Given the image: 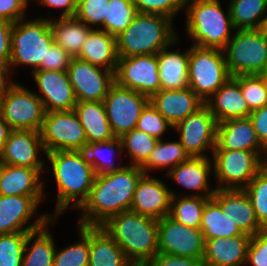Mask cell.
<instances>
[{
    "label": "cell",
    "instance_id": "cell-1",
    "mask_svg": "<svg viewBox=\"0 0 267 266\" xmlns=\"http://www.w3.org/2000/svg\"><path fill=\"white\" fill-rule=\"evenodd\" d=\"M140 166H123L118 171L96 175L88 199L79 208L84 216L80 225L101 226L111 216L130 210L139 179Z\"/></svg>",
    "mask_w": 267,
    "mask_h": 266
},
{
    "label": "cell",
    "instance_id": "cell-2",
    "mask_svg": "<svg viewBox=\"0 0 267 266\" xmlns=\"http://www.w3.org/2000/svg\"><path fill=\"white\" fill-rule=\"evenodd\" d=\"M101 227L133 266H145L159 253L158 219L126 210L111 216Z\"/></svg>",
    "mask_w": 267,
    "mask_h": 266
},
{
    "label": "cell",
    "instance_id": "cell-3",
    "mask_svg": "<svg viewBox=\"0 0 267 266\" xmlns=\"http://www.w3.org/2000/svg\"><path fill=\"white\" fill-rule=\"evenodd\" d=\"M51 161L58 186L56 214L66 209L78 196L74 207L78 208L88 199L96 172L88 162L84 151H53L46 153Z\"/></svg>",
    "mask_w": 267,
    "mask_h": 266
},
{
    "label": "cell",
    "instance_id": "cell-4",
    "mask_svg": "<svg viewBox=\"0 0 267 266\" xmlns=\"http://www.w3.org/2000/svg\"><path fill=\"white\" fill-rule=\"evenodd\" d=\"M171 27L169 17L137 13L130 25L116 37L118 57L157 54L177 41Z\"/></svg>",
    "mask_w": 267,
    "mask_h": 266
},
{
    "label": "cell",
    "instance_id": "cell-5",
    "mask_svg": "<svg viewBox=\"0 0 267 266\" xmlns=\"http://www.w3.org/2000/svg\"><path fill=\"white\" fill-rule=\"evenodd\" d=\"M187 14V30L196 44L221 50L226 47L234 26L230 10L225 16L219 0H193Z\"/></svg>",
    "mask_w": 267,
    "mask_h": 266
},
{
    "label": "cell",
    "instance_id": "cell-6",
    "mask_svg": "<svg viewBox=\"0 0 267 266\" xmlns=\"http://www.w3.org/2000/svg\"><path fill=\"white\" fill-rule=\"evenodd\" d=\"M15 22L11 32L9 65L25 64L35 70H46V55L54 43L50 20L38 19L21 24Z\"/></svg>",
    "mask_w": 267,
    "mask_h": 266
},
{
    "label": "cell",
    "instance_id": "cell-7",
    "mask_svg": "<svg viewBox=\"0 0 267 266\" xmlns=\"http://www.w3.org/2000/svg\"><path fill=\"white\" fill-rule=\"evenodd\" d=\"M223 50L194 44L189 49L188 87L206 103L232 76Z\"/></svg>",
    "mask_w": 267,
    "mask_h": 266
},
{
    "label": "cell",
    "instance_id": "cell-8",
    "mask_svg": "<svg viewBox=\"0 0 267 266\" xmlns=\"http://www.w3.org/2000/svg\"><path fill=\"white\" fill-rule=\"evenodd\" d=\"M223 49L232 77L258 75L267 69V39L257 29H238Z\"/></svg>",
    "mask_w": 267,
    "mask_h": 266
},
{
    "label": "cell",
    "instance_id": "cell-9",
    "mask_svg": "<svg viewBox=\"0 0 267 266\" xmlns=\"http://www.w3.org/2000/svg\"><path fill=\"white\" fill-rule=\"evenodd\" d=\"M14 82L0 95V114L12 130L40 131L45 109L37 94Z\"/></svg>",
    "mask_w": 267,
    "mask_h": 266
},
{
    "label": "cell",
    "instance_id": "cell-10",
    "mask_svg": "<svg viewBox=\"0 0 267 266\" xmlns=\"http://www.w3.org/2000/svg\"><path fill=\"white\" fill-rule=\"evenodd\" d=\"M45 153L53 151H84L87 138L74 110L45 112L40 130Z\"/></svg>",
    "mask_w": 267,
    "mask_h": 266
},
{
    "label": "cell",
    "instance_id": "cell-11",
    "mask_svg": "<svg viewBox=\"0 0 267 266\" xmlns=\"http://www.w3.org/2000/svg\"><path fill=\"white\" fill-rule=\"evenodd\" d=\"M212 152L215 178L222 184L226 183L217 189H243L267 164L266 160H261L259 151L213 150ZM240 182L246 185L242 186Z\"/></svg>",
    "mask_w": 267,
    "mask_h": 266
},
{
    "label": "cell",
    "instance_id": "cell-12",
    "mask_svg": "<svg viewBox=\"0 0 267 266\" xmlns=\"http://www.w3.org/2000/svg\"><path fill=\"white\" fill-rule=\"evenodd\" d=\"M149 98L137 91L114 83L103 100L111 131L116 138L136 127L143 108Z\"/></svg>",
    "mask_w": 267,
    "mask_h": 266
},
{
    "label": "cell",
    "instance_id": "cell-13",
    "mask_svg": "<svg viewBox=\"0 0 267 266\" xmlns=\"http://www.w3.org/2000/svg\"><path fill=\"white\" fill-rule=\"evenodd\" d=\"M114 79L117 85L150 99L161 90L156 54L119 58Z\"/></svg>",
    "mask_w": 267,
    "mask_h": 266
},
{
    "label": "cell",
    "instance_id": "cell-14",
    "mask_svg": "<svg viewBox=\"0 0 267 266\" xmlns=\"http://www.w3.org/2000/svg\"><path fill=\"white\" fill-rule=\"evenodd\" d=\"M159 253L203 260L205 239L200 229L185 226L169 215L158 219Z\"/></svg>",
    "mask_w": 267,
    "mask_h": 266
},
{
    "label": "cell",
    "instance_id": "cell-15",
    "mask_svg": "<svg viewBox=\"0 0 267 266\" xmlns=\"http://www.w3.org/2000/svg\"><path fill=\"white\" fill-rule=\"evenodd\" d=\"M93 64L72 57L67 69L77 102L103 101L115 83L114 71L103 70Z\"/></svg>",
    "mask_w": 267,
    "mask_h": 266
},
{
    "label": "cell",
    "instance_id": "cell-16",
    "mask_svg": "<svg viewBox=\"0 0 267 266\" xmlns=\"http://www.w3.org/2000/svg\"><path fill=\"white\" fill-rule=\"evenodd\" d=\"M217 121L209 108L204 105L195 113L178 122L173 129L180 132L179 141L190 157H204L206 147L216 146Z\"/></svg>",
    "mask_w": 267,
    "mask_h": 266
},
{
    "label": "cell",
    "instance_id": "cell-17",
    "mask_svg": "<svg viewBox=\"0 0 267 266\" xmlns=\"http://www.w3.org/2000/svg\"><path fill=\"white\" fill-rule=\"evenodd\" d=\"M39 200L41 197L0 195V234L30 233L48 224L52 218L42 215L32 225L22 228L36 211Z\"/></svg>",
    "mask_w": 267,
    "mask_h": 266
},
{
    "label": "cell",
    "instance_id": "cell-18",
    "mask_svg": "<svg viewBox=\"0 0 267 266\" xmlns=\"http://www.w3.org/2000/svg\"><path fill=\"white\" fill-rule=\"evenodd\" d=\"M33 76L42 93L38 97L45 112L74 110L77 100L67 71L35 70Z\"/></svg>",
    "mask_w": 267,
    "mask_h": 266
},
{
    "label": "cell",
    "instance_id": "cell-19",
    "mask_svg": "<svg viewBox=\"0 0 267 266\" xmlns=\"http://www.w3.org/2000/svg\"><path fill=\"white\" fill-rule=\"evenodd\" d=\"M39 148L45 152L40 131L12 130L4 144L0 161L7 165L41 171L43 162L37 157Z\"/></svg>",
    "mask_w": 267,
    "mask_h": 266
},
{
    "label": "cell",
    "instance_id": "cell-20",
    "mask_svg": "<svg viewBox=\"0 0 267 266\" xmlns=\"http://www.w3.org/2000/svg\"><path fill=\"white\" fill-rule=\"evenodd\" d=\"M144 174L138 181L130 210L141 215L161 219L170 213L174 194L163 182Z\"/></svg>",
    "mask_w": 267,
    "mask_h": 266
},
{
    "label": "cell",
    "instance_id": "cell-21",
    "mask_svg": "<svg viewBox=\"0 0 267 266\" xmlns=\"http://www.w3.org/2000/svg\"><path fill=\"white\" fill-rule=\"evenodd\" d=\"M211 198L243 234L252 237L264 230L244 189H216Z\"/></svg>",
    "mask_w": 267,
    "mask_h": 266
},
{
    "label": "cell",
    "instance_id": "cell-22",
    "mask_svg": "<svg viewBox=\"0 0 267 266\" xmlns=\"http://www.w3.org/2000/svg\"><path fill=\"white\" fill-rule=\"evenodd\" d=\"M149 102L173 127L205 105L190 87L177 90L161 89Z\"/></svg>",
    "mask_w": 267,
    "mask_h": 266
},
{
    "label": "cell",
    "instance_id": "cell-23",
    "mask_svg": "<svg viewBox=\"0 0 267 266\" xmlns=\"http://www.w3.org/2000/svg\"><path fill=\"white\" fill-rule=\"evenodd\" d=\"M258 149L267 154V149L260 143L249 117L218 123L214 150L259 151Z\"/></svg>",
    "mask_w": 267,
    "mask_h": 266
},
{
    "label": "cell",
    "instance_id": "cell-24",
    "mask_svg": "<svg viewBox=\"0 0 267 266\" xmlns=\"http://www.w3.org/2000/svg\"><path fill=\"white\" fill-rule=\"evenodd\" d=\"M251 236L205 240L203 263L211 266H241L247 259Z\"/></svg>",
    "mask_w": 267,
    "mask_h": 266
},
{
    "label": "cell",
    "instance_id": "cell-25",
    "mask_svg": "<svg viewBox=\"0 0 267 266\" xmlns=\"http://www.w3.org/2000/svg\"><path fill=\"white\" fill-rule=\"evenodd\" d=\"M214 104L207 101L205 105L214 115L217 123L233 118L249 117L251 110L247 101L243 97L240 83L234 78H230L214 94Z\"/></svg>",
    "mask_w": 267,
    "mask_h": 266
},
{
    "label": "cell",
    "instance_id": "cell-26",
    "mask_svg": "<svg viewBox=\"0 0 267 266\" xmlns=\"http://www.w3.org/2000/svg\"><path fill=\"white\" fill-rule=\"evenodd\" d=\"M40 172L33 168L3 164L0 195L43 197Z\"/></svg>",
    "mask_w": 267,
    "mask_h": 266
},
{
    "label": "cell",
    "instance_id": "cell-27",
    "mask_svg": "<svg viewBox=\"0 0 267 266\" xmlns=\"http://www.w3.org/2000/svg\"><path fill=\"white\" fill-rule=\"evenodd\" d=\"M77 58L87 61L94 66L114 71L118 62L116 37L104 30L92 29L82 44ZM102 66V67H101Z\"/></svg>",
    "mask_w": 267,
    "mask_h": 266
},
{
    "label": "cell",
    "instance_id": "cell-28",
    "mask_svg": "<svg viewBox=\"0 0 267 266\" xmlns=\"http://www.w3.org/2000/svg\"><path fill=\"white\" fill-rule=\"evenodd\" d=\"M77 114L87 138V143H98L115 138L111 131L103 101L77 102Z\"/></svg>",
    "mask_w": 267,
    "mask_h": 266
},
{
    "label": "cell",
    "instance_id": "cell-29",
    "mask_svg": "<svg viewBox=\"0 0 267 266\" xmlns=\"http://www.w3.org/2000/svg\"><path fill=\"white\" fill-rule=\"evenodd\" d=\"M167 47L157 54L159 79L162 90H177L188 87L189 50L184 54L168 52Z\"/></svg>",
    "mask_w": 267,
    "mask_h": 266
},
{
    "label": "cell",
    "instance_id": "cell-30",
    "mask_svg": "<svg viewBox=\"0 0 267 266\" xmlns=\"http://www.w3.org/2000/svg\"><path fill=\"white\" fill-rule=\"evenodd\" d=\"M88 266H133L113 238L101 227L90 226Z\"/></svg>",
    "mask_w": 267,
    "mask_h": 266
},
{
    "label": "cell",
    "instance_id": "cell-31",
    "mask_svg": "<svg viewBox=\"0 0 267 266\" xmlns=\"http://www.w3.org/2000/svg\"><path fill=\"white\" fill-rule=\"evenodd\" d=\"M54 42L57 43L71 57L80 54L82 44L92 30L76 17H60L58 20H50Z\"/></svg>",
    "mask_w": 267,
    "mask_h": 266
},
{
    "label": "cell",
    "instance_id": "cell-32",
    "mask_svg": "<svg viewBox=\"0 0 267 266\" xmlns=\"http://www.w3.org/2000/svg\"><path fill=\"white\" fill-rule=\"evenodd\" d=\"M200 230L205 240L246 235L212 198L206 202L203 209Z\"/></svg>",
    "mask_w": 267,
    "mask_h": 266
},
{
    "label": "cell",
    "instance_id": "cell-33",
    "mask_svg": "<svg viewBox=\"0 0 267 266\" xmlns=\"http://www.w3.org/2000/svg\"><path fill=\"white\" fill-rule=\"evenodd\" d=\"M207 157H190L169 170L168 175L180 185L192 190H208L207 177L211 171Z\"/></svg>",
    "mask_w": 267,
    "mask_h": 266
},
{
    "label": "cell",
    "instance_id": "cell-34",
    "mask_svg": "<svg viewBox=\"0 0 267 266\" xmlns=\"http://www.w3.org/2000/svg\"><path fill=\"white\" fill-rule=\"evenodd\" d=\"M215 191L216 189L209 191L204 197L201 194L182 197L176 203V196L173 194L169 216L185 226L200 229L203 209Z\"/></svg>",
    "mask_w": 267,
    "mask_h": 266
},
{
    "label": "cell",
    "instance_id": "cell-35",
    "mask_svg": "<svg viewBox=\"0 0 267 266\" xmlns=\"http://www.w3.org/2000/svg\"><path fill=\"white\" fill-rule=\"evenodd\" d=\"M46 225L27 234L24 248L22 266H54L55 245L51 235L46 231ZM45 228V229H44ZM35 242L29 248L28 245L34 237Z\"/></svg>",
    "mask_w": 267,
    "mask_h": 266
},
{
    "label": "cell",
    "instance_id": "cell-36",
    "mask_svg": "<svg viewBox=\"0 0 267 266\" xmlns=\"http://www.w3.org/2000/svg\"><path fill=\"white\" fill-rule=\"evenodd\" d=\"M229 10L234 29H257L267 12V0H231Z\"/></svg>",
    "mask_w": 267,
    "mask_h": 266
},
{
    "label": "cell",
    "instance_id": "cell-37",
    "mask_svg": "<svg viewBox=\"0 0 267 266\" xmlns=\"http://www.w3.org/2000/svg\"><path fill=\"white\" fill-rule=\"evenodd\" d=\"M190 158L185 151L181 142H162L158 140L155 148L150 153L148 159L140 166L144 174L148 169L164 168L171 165V169L179 165L181 162Z\"/></svg>",
    "mask_w": 267,
    "mask_h": 266
},
{
    "label": "cell",
    "instance_id": "cell-38",
    "mask_svg": "<svg viewBox=\"0 0 267 266\" xmlns=\"http://www.w3.org/2000/svg\"><path fill=\"white\" fill-rule=\"evenodd\" d=\"M136 14L132 0H110L102 30L117 37L130 25Z\"/></svg>",
    "mask_w": 267,
    "mask_h": 266
},
{
    "label": "cell",
    "instance_id": "cell-39",
    "mask_svg": "<svg viewBox=\"0 0 267 266\" xmlns=\"http://www.w3.org/2000/svg\"><path fill=\"white\" fill-rule=\"evenodd\" d=\"M243 189L251 201L259 225L267 230V164Z\"/></svg>",
    "mask_w": 267,
    "mask_h": 266
},
{
    "label": "cell",
    "instance_id": "cell-40",
    "mask_svg": "<svg viewBox=\"0 0 267 266\" xmlns=\"http://www.w3.org/2000/svg\"><path fill=\"white\" fill-rule=\"evenodd\" d=\"M81 240L73 246L55 252L54 266H88L90 253V226L80 225Z\"/></svg>",
    "mask_w": 267,
    "mask_h": 266
},
{
    "label": "cell",
    "instance_id": "cell-41",
    "mask_svg": "<svg viewBox=\"0 0 267 266\" xmlns=\"http://www.w3.org/2000/svg\"><path fill=\"white\" fill-rule=\"evenodd\" d=\"M119 139L122 142V149L126 147L129 151L134 166H141L148 159L158 142L155 137L136 128L123 134Z\"/></svg>",
    "mask_w": 267,
    "mask_h": 266
},
{
    "label": "cell",
    "instance_id": "cell-42",
    "mask_svg": "<svg viewBox=\"0 0 267 266\" xmlns=\"http://www.w3.org/2000/svg\"><path fill=\"white\" fill-rule=\"evenodd\" d=\"M27 234H0V266H22Z\"/></svg>",
    "mask_w": 267,
    "mask_h": 266
},
{
    "label": "cell",
    "instance_id": "cell-43",
    "mask_svg": "<svg viewBox=\"0 0 267 266\" xmlns=\"http://www.w3.org/2000/svg\"><path fill=\"white\" fill-rule=\"evenodd\" d=\"M103 147L104 149L106 148V151L108 150L107 152L109 153L113 152V147H116L120 151L122 149V142L119 138L115 137L114 139L109 141L86 144L84 152L86 154L88 162L92 165L93 169L95 170L96 175L118 171L119 169L122 168L121 166L114 167L112 161L106 160L107 158L105 157L106 155L109 154L105 155L103 153L104 150L102 149ZM100 154L103 156L102 159H104L101 160L102 162L98 159Z\"/></svg>",
    "mask_w": 267,
    "mask_h": 266
},
{
    "label": "cell",
    "instance_id": "cell-44",
    "mask_svg": "<svg viewBox=\"0 0 267 266\" xmlns=\"http://www.w3.org/2000/svg\"><path fill=\"white\" fill-rule=\"evenodd\" d=\"M234 78L240 83L243 97L251 111L267 105V91L259 75H240Z\"/></svg>",
    "mask_w": 267,
    "mask_h": 266
},
{
    "label": "cell",
    "instance_id": "cell-45",
    "mask_svg": "<svg viewBox=\"0 0 267 266\" xmlns=\"http://www.w3.org/2000/svg\"><path fill=\"white\" fill-rule=\"evenodd\" d=\"M168 126L173 128L157 109L148 102L143 108L135 128L160 140V136Z\"/></svg>",
    "mask_w": 267,
    "mask_h": 266
},
{
    "label": "cell",
    "instance_id": "cell-46",
    "mask_svg": "<svg viewBox=\"0 0 267 266\" xmlns=\"http://www.w3.org/2000/svg\"><path fill=\"white\" fill-rule=\"evenodd\" d=\"M110 0H78L75 17L83 23L104 26Z\"/></svg>",
    "mask_w": 267,
    "mask_h": 266
},
{
    "label": "cell",
    "instance_id": "cell-47",
    "mask_svg": "<svg viewBox=\"0 0 267 266\" xmlns=\"http://www.w3.org/2000/svg\"><path fill=\"white\" fill-rule=\"evenodd\" d=\"M137 13L158 14L173 18L188 0H132Z\"/></svg>",
    "mask_w": 267,
    "mask_h": 266
},
{
    "label": "cell",
    "instance_id": "cell-48",
    "mask_svg": "<svg viewBox=\"0 0 267 266\" xmlns=\"http://www.w3.org/2000/svg\"><path fill=\"white\" fill-rule=\"evenodd\" d=\"M246 260L253 266H267V230L251 237Z\"/></svg>",
    "mask_w": 267,
    "mask_h": 266
},
{
    "label": "cell",
    "instance_id": "cell-49",
    "mask_svg": "<svg viewBox=\"0 0 267 266\" xmlns=\"http://www.w3.org/2000/svg\"><path fill=\"white\" fill-rule=\"evenodd\" d=\"M72 57L57 43H53L46 55V70L67 71Z\"/></svg>",
    "mask_w": 267,
    "mask_h": 266
},
{
    "label": "cell",
    "instance_id": "cell-50",
    "mask_svg": "<svg viewBox=\"0 0 267 266\" xmlns=\"http://www.w3.org/2000/svg\"><path fill=\"white\" fill-rule=\"evenodd\" d=\"M27 0H0V19L15 23L24 18Z\"/></svg>",
    "mask_w": 267,
    "mask_h": 266
},
{
    "label": "cell",
    "instance_id": "cell-51",
    "mask_svg": "<svg viewBox=\"0 0 267 266\" xmlns=\"http://www.w3.org/2000/svg\"><path fill=\"white\" fill-rule=\"evenodd\" d=\"M202 260L158 253L145 266H200Z\"/></svg>",
    "mask_w": 267,
    "mask_h": 266
},
{
    "label": "cell",
    "instance_id": "cell-52",
    "mask_svg": "<svg viewBox=\"0 0 267 266\" xmlns=\"http://www.w3.org/2000/svg\"><path fill=\"white\" fill-rule=\"evenodd\" d=\"M14 23L0 19V62L9 66L11 58V32Z\"/></svg>",
    "mask_w": 267,
    "mask_h": 266
},
{
    "label": "cell",
    "instance_id": "cell-53",
    "mask_svg": "<svg viewBox=\"0 0 267 266\" xmlns=\"http://www.w3.org/2000/svg\"><path fill=\"white\" fill-rule=\"evenodd\" d=\"M260 143L267 149V105L249 115Z\"/></svg>",
    "mask_w": 267,
    "mask_h": 266
},
{
    "label": "cell",
    "instance_id": "cell-54",
    "mask_svg": "<svg viewBox=\"0 0 267 266\" xmlns=\"http://www.w3.org/2000/svg\"><path fill=\"white\" fill-rule=\"evenodd\" d=\"M42 4L53 8L65 7L61 17H75L78 0H41Z\"/></svg>",
    "mask_w": 267,
    "mask_h": 266
},
{
    "label": "cell",
    "instance_id": "cell-55",
    "mask_svg": "<svg viewBox=\"0 0 267 266\" xmlns=\"http://www.w3.org/2000/svg\"><path fill=\"white\" fill-rule=\"evenodd\" d=\"M11 131H12L11 127L5 121L3 116L0 114V155L3 151L4 144L6 143L7 138L9 137Z\"/></svg>",
    "mask_w": 267,
    "mask_h": 266
},
{
    "label": "cell",
    "instance_id": "cell-56",
    "mask_svg": "<svg viewBox=\"0 0 267 266\" xmlns=\"http://www.w3.org/2000/svg\"><path fill=\"white\" fill-rule=\"evenodd\" d=\"M8 69H9V66L6 63L0 62V92L1 93L4 92L12 83V81L8 83L5 80L6 78L5 76L8 75V71H9Z\"/></svg>",
    "mask_w": 267,
    "mask_h": 266
},
{
    "label": "cell",
    "instance_id": "cell-57",
    "mask_svg": "<svg viewBox=\"0 0 267 266\" xmlns=\"http://www.w3.org/2000/svg\"><path fill=\"white\" fill-rule=\"evenodd\" d=\"M257 30L267 39V15L262 18Z\"/></svg>",
    "mask_w": 267,
    "mask_h": 266
},
{
    "label": "cell",
    "instance_id": "cell-58",
    "mask_svg": "<svg viewBox=\"0 0 267 266\" xmlns=\"http://www.w3.org/2000/svg\"><path fill=\"white\" fill-rule=\"evenodd\" d=\"M258 75L261 78V80L263 81L265 89L267 91V69L264 72L259 73Z\"/></svg>",
    "mask_w": 267,
    "mask_h": 266
},
{
    "label": "cell",
    "instance_id": "cell-59",
    "mask_svg": "<svg viewBox=\"0 0 267 266\" xmlns=\"http://www.w3.org/2000/svg\"><path fill=\"white\" fill-rule=\"evenodd\" d=\"M2 168H3V163L0 161V174H1Z\"/></svg>",
    "mask_w": 267,
    "mask_h": 266
},
{
    "label": "cell",
    "instance_id": "cell-60",
    "mask_svg": "<svg viewBox=\"0 0 267 266\" xmlns=\"http://www.w3.org/2000/svg\"><path fill=\"white\" fill-rule=\"evenodd\" d=\"M200 266H211V265H208V264L202 262V263L200 264Z\"/></svg>",
    "mask_w": 267,
    "mask_h": 266
}]
</instances>
